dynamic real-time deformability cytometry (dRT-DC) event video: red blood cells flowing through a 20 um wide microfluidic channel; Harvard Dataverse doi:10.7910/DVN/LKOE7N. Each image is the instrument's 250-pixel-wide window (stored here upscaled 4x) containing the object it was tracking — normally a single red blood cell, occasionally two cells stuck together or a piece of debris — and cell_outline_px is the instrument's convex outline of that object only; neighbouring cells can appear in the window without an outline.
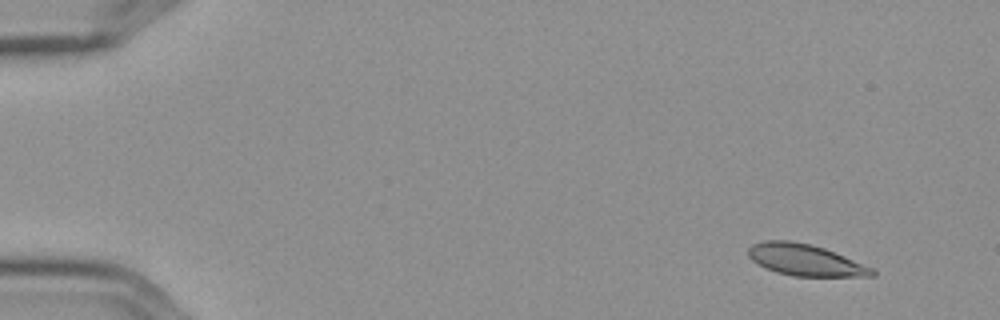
{"species": "Egyptian fruit bat (a non-hibernating species)", "species_latin": "Rousettus aegyptiacus", "temperature_condition": "cold", "stored_images_in_passage": 5, "camera_frame_rate_fps": 3000, "um_per_image_px": 0.085, "frame": {"image": 1, "passage_image": 2, "time_ms": 0.333, "image_size_px": [1000, 320], "cell_outline_px": [[876, 276], [796, 276], [776, 272], [756, 264], [748, 256], [748, 248], [752, 244], [764, 240], [792, 240], [812, 244], [824, 248], [844, 256], [872, 268], [876, 272]], "centroid_in_image_um": [68.4, 22.08], "position_along_channel_um": 16.6, "area_um2": 22.72}}
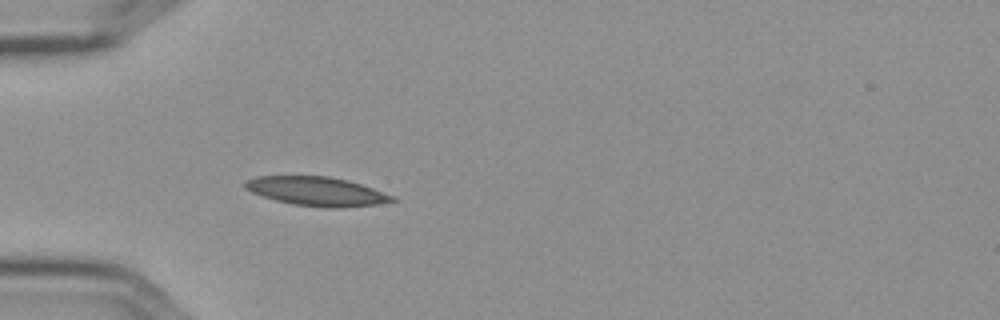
{"frame": {"image": 2, "passage_image": 5, "time_ms": 1.333, "image_size_px": [1000, 320], "cell_outline_px": [[396, 200], [376, 204], [344, 208], [324, 208], [292, 204], [276, 200], [252, 192], [244, 188], [244, 180], [256, 176], [328, 176], [348, 180], [396, 196]], "centroid_in_image_um": [26.92, 16.26], "position_along_channel_um": 58.1, "area_um2": 24.91}}